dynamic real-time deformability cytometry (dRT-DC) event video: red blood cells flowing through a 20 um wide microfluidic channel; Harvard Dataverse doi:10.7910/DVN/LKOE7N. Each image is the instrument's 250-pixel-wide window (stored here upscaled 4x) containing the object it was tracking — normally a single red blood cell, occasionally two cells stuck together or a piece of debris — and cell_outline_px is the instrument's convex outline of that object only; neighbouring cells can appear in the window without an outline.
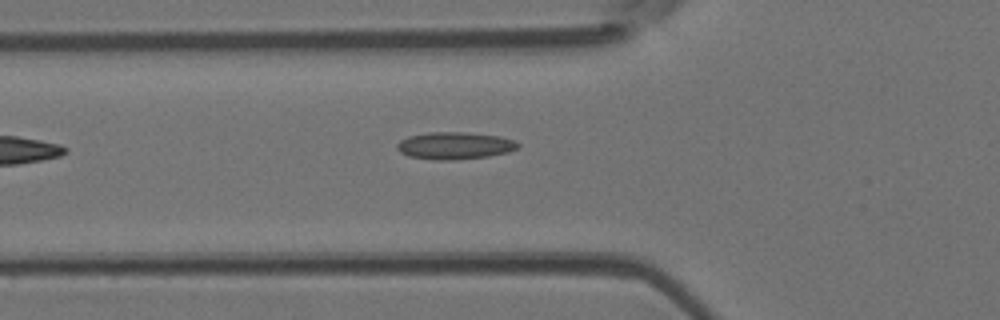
{"species": "Egyptian fruit bat (a non-hibernating species)", "species_latin": "Rousettus aegyptiacus", "temperature_condition": "room temperature", "stored_images_in_passage": 5, "camera_frame_rate_fps": 3000, "um_per_image_px": 0.085, "animal": {"sex": "female"}, "frame": {"image": 1, "passage_image": 5, "time_ms": 1.333, "image_size_px": [1000, 320], "cell_outline_px": [[520, 144], [516, 148], [508, 152], [488, 156], [456, 160], [432, 160], [408, 156], [400, 152], [396, 148], [396, 144], [400, 140], [408, 136], [428, 132], [464, 132], [500, 136], [516, 140]], "centroid_in_image_um": [38.63, 12.38], "position_along_channel_um": 87.2, "area_um2": 19.36}}